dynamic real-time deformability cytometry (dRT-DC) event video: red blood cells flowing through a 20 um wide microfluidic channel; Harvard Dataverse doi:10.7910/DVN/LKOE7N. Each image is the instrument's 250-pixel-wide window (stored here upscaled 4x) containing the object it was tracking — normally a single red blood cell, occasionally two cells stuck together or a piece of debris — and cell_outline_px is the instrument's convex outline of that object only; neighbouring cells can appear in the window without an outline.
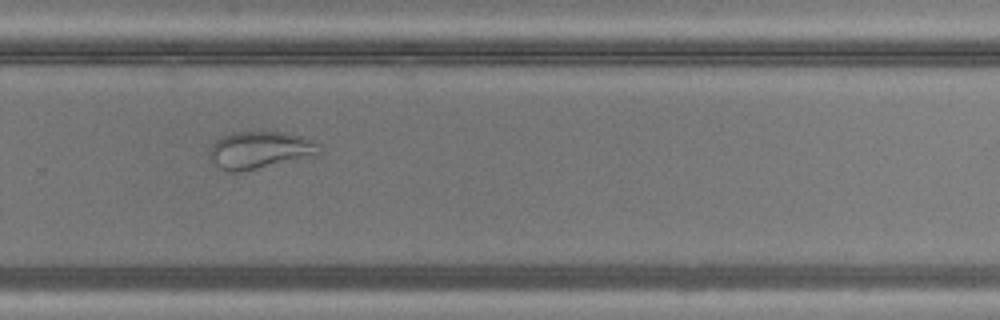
{"species": "common noctule bat (a hibernating species)", "species_latin": "Nyctalus noctula", "temperature_condition": "warm", "stored_images_in_passage": 38, "camera_frame_rate_fps": 3000, "um_per_image_px": 0.085, "animal": {"sex": "male", "body_mass_g": 20.5, "forearm_length_mm": 52.5}, "frame": {"image": 1, "passage_image": 22, "time_ms": 7.0, "image_size_px": [1000, 320], "cell_outline_px": [[320, 152], [316, 156], [248, 172], [228, 172], [220, 168], [208, 156], [208, 148], [220, 136], [228, 132], [284, 132], [304, 136], [320, 144]], "centroid_in_image_um": [22.1, 12.77], "position_along_channel_um": 307.7, "area_um2": 24.74}}